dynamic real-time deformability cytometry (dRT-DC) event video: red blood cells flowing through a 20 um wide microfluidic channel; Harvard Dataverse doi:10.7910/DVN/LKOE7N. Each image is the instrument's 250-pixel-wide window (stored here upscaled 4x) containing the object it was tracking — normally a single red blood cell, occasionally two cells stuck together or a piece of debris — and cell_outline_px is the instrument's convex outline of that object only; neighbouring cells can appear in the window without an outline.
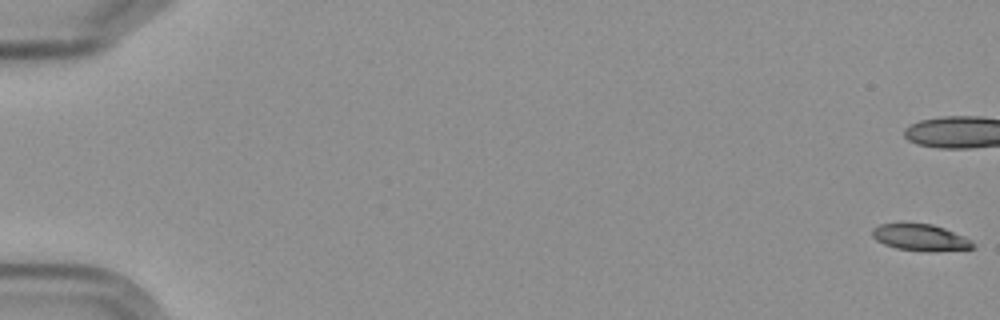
{"species": "Egyptian fruit bat (a non-hibernating species)", "species_latin": "Rousettus aegyptiacus", "temperature_condition": "cold", "stored_images_in_passage": 8, "segment_of_instrument_passage": [1, 2], "camera_frame_rate_fps": 3000, "um_per_image_px": 0.085, "frame": {"image": 1, "passage_image": 1, "time_ms": 0.0, "image_size_px": [1000, 320], "cell_outline_px": [[976, 248], [896, 248], [884, 244], [876, 240], [872, 236], [872, 228], [880, 224], [932, 224], [944, 228], [964, 236], [972, 240], [976, 244]], "centroid_in_image_um": [78.19, 20.12], "position_along_channel_um": 6.8, "area_um2": 14.45}}
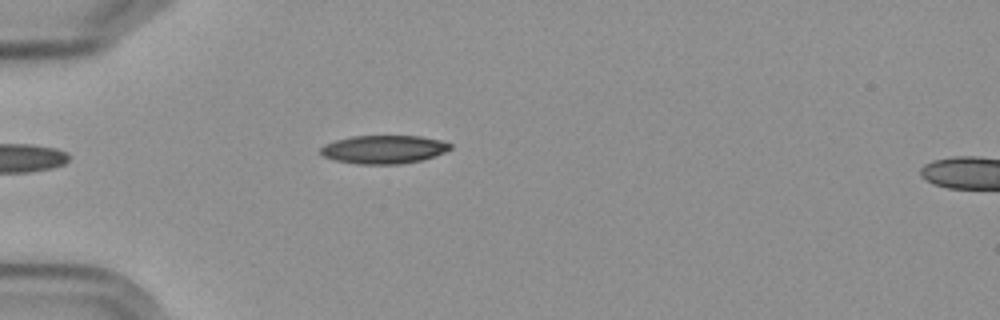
{"frame": {"image": 2, "passage_image": 7, "time_ms": 7.667, "image_size_px": [1000, 320], "cell_outline_px": [[452, 148], [444, 152], [424, 160], [400, 164], [356, 164], [336, 160], [324, 156], [320, 152], [320, 148], [324, 144], [336, 140], [352, 136], [420, 136], [440, 140], [452, 144]], "centroid_in_image_um": [32.63, 12.7], "position_along_channel_um": 52.4, "area_um2": 21.44}}